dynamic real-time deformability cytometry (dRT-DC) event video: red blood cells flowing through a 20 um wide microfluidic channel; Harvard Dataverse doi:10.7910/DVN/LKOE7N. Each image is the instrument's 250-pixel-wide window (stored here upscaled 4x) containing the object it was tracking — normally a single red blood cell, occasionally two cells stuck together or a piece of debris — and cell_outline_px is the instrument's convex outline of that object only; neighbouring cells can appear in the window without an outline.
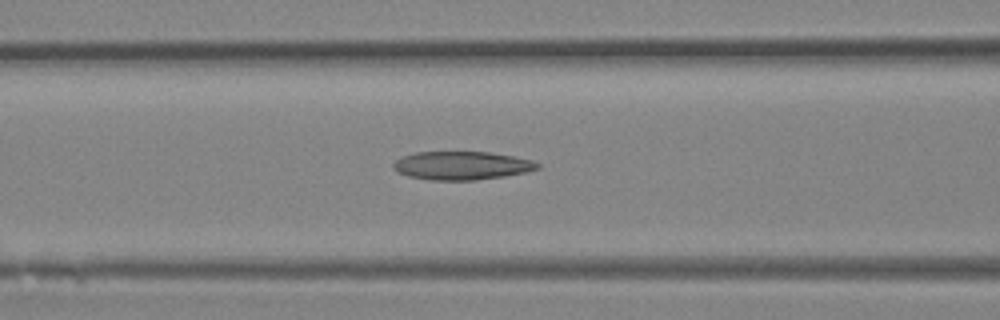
{"species": "Egyptian fruit bat (a non-hibernating species)", "species_latin": "Rousettus aegyptiacus", "temperature_condition": "room temperature", "stored_images_in_passage": 29, "camera_frame_rate_fps": 3000, "um_per_image_px": 0.085, "animal": {"sex": "female"}, "frame": {"image": 1, "passage_image": 8, "time_ms": 2.333, "image_size_px": [1000, 320], "cell_outline_px": [[540, 168], [524, 172], [504, 176], [476, 180], [432, 180], [408, 176], [396, 172], [392, 168], [392, 164], [396, 160], [404, 156], [416, 152], [488, 152], [512, 156], [532, 160], [540, 164]], "centroid_in_image_um": [39.22, 14.07], "position_along_channel_um": 127.4, "area_um2": 23.76}}
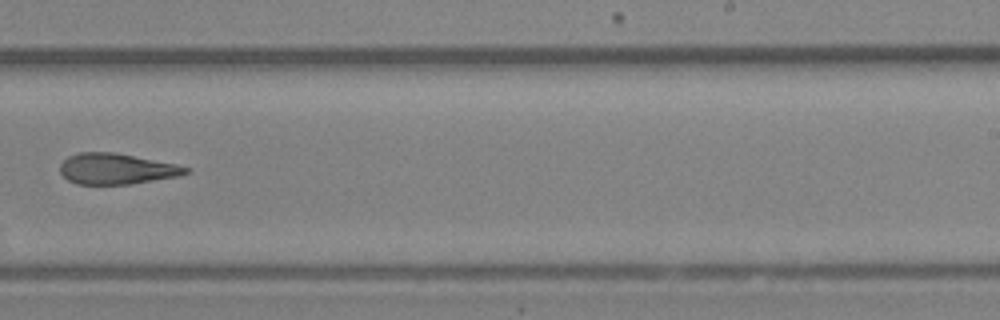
{"frame": {"image": 2, "passage_image": 16, "time_ms": 5.0, "image_size_px": [1000, 320], "cell_outline_px": [[192, 172], [180, 176], [128, 184], [76, 184], [68, 180], [60, 172], [60, 164], [68, 156], [80, 152], [116, 152], [176, 164], [192, 168]], "centroid_in_image_um": [9.94, 14.34], "position_along_channel_um": 279.1, "area_um2": 22.72}}
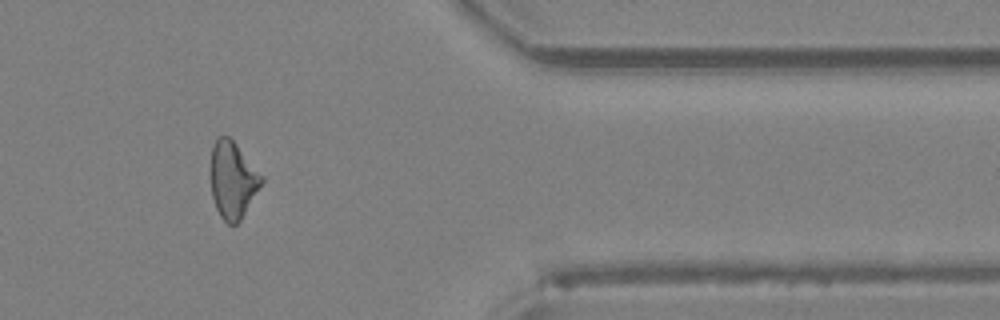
{"frame": {"image": 3, "passage_image": 23, "time_ms": 7.333, "image_size_px": [1000, 320], "cell_outline_px": [[264, 180], [240, 220], [236, 224], [228, 224], [220, 216], [216, 208], [212, 196], [208, 172], [208, 168], [212, 144], [216, 136], [228, 136], [236, 144], [264, 176]], "centroid_in_image_um": [19.73, 15.25], "position_along_channel_um": 391.7, "area_um2": 23.24}}